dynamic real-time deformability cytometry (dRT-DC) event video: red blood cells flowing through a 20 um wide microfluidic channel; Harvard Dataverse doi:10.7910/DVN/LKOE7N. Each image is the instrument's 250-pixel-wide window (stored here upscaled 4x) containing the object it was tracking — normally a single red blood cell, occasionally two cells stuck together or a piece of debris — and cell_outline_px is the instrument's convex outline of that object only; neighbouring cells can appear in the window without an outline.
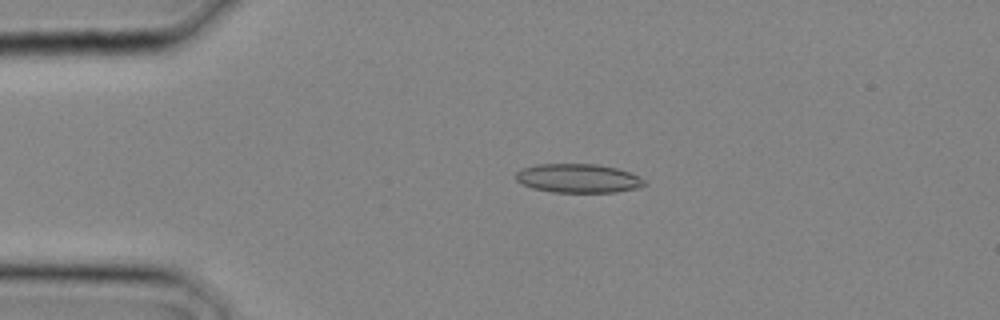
{"species": "common noctule bat (a hibernating species)", "species_latin": "Nyctalus noctula", "temperature_condition": "cold", "stored_images_in_passage": 9, "camera_frame_rate_fps": 3000, "um_per_image_px": 0.085, "animal": {"sex": "male", "body_mass_g": 20.4}, "frame": {"image": 1, "passage_image": 6, "time_ms": 1.667, "image_size_px": [1000, 320], "cell_outline_px": [[648, 184], [636, 188], [616, 192], [552, 192], [532, 188], [516, 180], [516, 172], [524, 168], [536, 164], [600, 164], [616, 168], [640, 176]], "centroid_in_image_um": [49.16, 15.15], "position_along_channel_um": 35.8, "area_um2": 21.62}}